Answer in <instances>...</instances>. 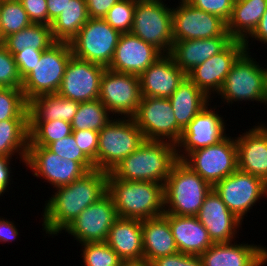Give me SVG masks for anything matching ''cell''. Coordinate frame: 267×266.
<instances>
[{
  "label": "cell",
  "instance_id": "obj_27",
  "mask_svg": "<svg viewBox=\"0 0 267 266\" xmlns=\"http://www.w3.org/2000/svg\"><path fill=\"white\" fill-rule=\"evenodd\" d=\"M142 220L118 217L106 243L121 260L143 259Z\"/></svg>",
  "mask_w": 267,
  "mask_h": 266
},
{
  "label": "cell",
  "instance_id": "obj_11",
  "mask_svg": "<svg viewBox=\"0 0 267 266\" xmlns=\"http://www.w3.org/2000/svg\"><path fill=\"white\" fill-rule=\"evenodd\" d=\"M145 140L167 141L176 145L183 129L177 124L169 98L142 96L132 117Z\"/></svg>",
  "mask_w": 267,
  "mask_h": 266
},
{
  "label": "cell",
  "instance_id": "obj_22",
  "mask_svg": "<svg viewBox=\"0 0 267 266\" xmlns=\"http://www.w3.org/2000/svg\"><path fill=\"white\" fill-rule=\"evenodd\" d=\"M186 77L170 54H162L139 76L141 94L169 98Z\"/></svg>",
  "mask_w": 267,
  "mask_h": 266
},
{
  "label": "cell",
  "instance_id": "obj_4",
  "mask_svg": "<svg viewBox=\"0 0 267 266\" xmlns=\"http://www.w3.org/2000/svg\"><path fill=\"white\" fill-rule=\"evenodd\" d=\"M212 189L207 181L179 159L164 184V213L196 216Z\"/></svg>",
  "mask_w": 267,
  "mask_h": 266
},
{
  "label": "cell",
  "instance_id": "obj_31",
  "mask_svg": "<svg viewBox=\"0 0 267 266\" xmlns=\"http://www.w3.org/2000/svg\"><path fill=\"white\" fill-rule=\"evenodd\" d=\"M188 77L169 97L177 124L184 130L193 118L211 102Z\"/></svg>",
  "mask_w": 267,
  "mask_h": 266
},
{
  "label": "cell",
  "instance_id": "obj_12",
  "mask_svg": "<svg viewBox=\"0 0 267 266\" xmlns=\"http://www.w3.org/2000/svg\"><path fill=\"white\" fill-rule=\"evenodd\" d=\"M141 98L139 76L105 69L98 99L111 114L132 118L137 112Z\"/></svg>",
  "mask_w": 267,
  "mask_h": 266
},
{
  "label": "cell",
  "instance_id": "obj_40",
  "mask_svg": "<svg viewBox=\"0 0 267 266\" xmlns=\"http://www.w3.org/2000/svg\"><path fill=\"white\" fill-rule=\"evenodd\" d=\"M136 0H119L103 18L120 33H130L133 25Z\"/></svg>",
  "mask_w": 267,
  "mask_h": 266
},
{
  "label": "cell",
  "instance_id": "obj_34",
  "mask_svg": "<svg viewBox=\"0 0 267 266\" xmlns=\"http://www.w3.org/2000/svg\"><path fill=\"white\" fill-rule=\"evenodd\" d=\"M29 144L28 120H4L0 122V156L20 155L25 164Z\"/></svg>",
  "mask_w": 267,
  "mask_h": 266
},
{
  "label": "cell",
  "instance_id": "obj_6",
  "mask_svg": "<svg viewBox=\"0 0 267 266\" xmlns=\"http://www.w3.org/2000/svg\"><path fill=\"white\" fill-rule=\"evenodd\" d=\"M115 118L99 131L96 169L106 172H111L145 141L133 118Z\"/></svg>",
  "mask_w": 267,
  "mask_h": 266
},
{
  "label": "cell",
  "instance_id": "obj_9",
  "mask_svg": "<svg viewBox=\"0 0 267 266\" xmlns=\"http://www.w3.org/2000/svg\"><path fill=\"white\" fill-rule=\"evenodd\" d=\"M120 35L103 18H89L69 43L72 55L108 68Z\"/></svg>",
  "mask_w": 267,
  "mask_h": 266
},
{
  "label": "cell",
  "instance_id": "obj_39",
  "mask_svg": "<svg viewBox=\"0 0 267 266\" xmlns=\"http://www.w3.org/2000/svg\"><path fill=\"white\" fill-rule=\"evenodd\" d=\"M81 246L84 266H119L121 262L106 242L84 243Z\"/></svg>",
  "mask_w": 267,
  "mask_h": 266
},
{
  "label": "cell",
  "instance_id": "obj_42",
  "mask_svg": "<svg viewBox=\"0 0 267 266\" xmlns=\"http://www.w3.org/2000/svg\"><path fill=\"white\" fill-rule=\"evenodd\" d=\"M0 86L22 88V78L19 75L14 56L0 45Z\"/></svg>",
  "mask_w": 267,
  "mask_h": 266
},
{
  "label": "cell",
  "instance_id": "obj_26",
  "mask_svg": "<svg viewBox=\"0 0 267 266\" xmlns=\"http://www.w3.org/2000/svg\"><path fill=\"white\" fill-rule=\"evenodd\" d=\"M168 222L179 252L189 255H201L212 244L208 231L196 216L163 214Z\"/></svg>",
  "mask_w": 267,
  "mask_h": 266
},
{
  "label": "cell",
  "instance_id": "obj_37",
  "mask_svg": "<svg viewBox=\"0 0 267 266\" xmlns=\"http://www.w3.org/2000/svg\"><path fill=\"white\" fill-rule=\"evenodd\" d=\"M27 12L19 0H1L0 4V39L19 32L30 26Z\"/></svg>",
  "mask_w": 267,
  "mask_h": 266
},
{
  "label": "cell",
  "instance_id": "obj_10",
  "mask_svg": "<svg viewBox=\"0 0 267 266\" xmlns=\"http://www.w3.org/2000/svg\"><path fill=\"white\" fill-rule=\"evenodd\" d=\"M182 161L213 187L238 169L236 141L226 136L215 145L191 151Z\"/></svg>",
  "mask_w": 267,
  "mask_h": 266
},
{
  "label": "cell",
  "instance_id": "obj_17",
  "mask_svg": "<svg viewBox=\"0 0 267 266\" xmlns=\"http://www.w3.org/2000/svg\"><path fill=\"white\" fill-rule=\"evenodd\" d=\"M105 67L71 56L65 68L60 96L82 103L98 99Z\"/></svg>",
  "mask_w": 267,
  "mask_h": 266
},
{
  "label": "cell",
  "instance_id": "obj_19",
  "mask_svg": "<svg viewBox=\"0 0 267 266\" xmlns=\"http://www.w3.org/2000/svg\"><path fill=\"white\" fill-rule=\"evenodd\" d=\"M243 41L232 40L222 51L196 66L187 77L210 99L218 94L233 63L245 51Z\"/></svg>",
  "mask_w": 267,
  "mask_h": 266
},
{
  "label": "cell",
  "instance_id": "obj_24",
  "mask_svg": "<svg viewBox=\"0 0 267 266\" xmlns=\"http://www.w3.org/2000/svg\"><path fill=\"white\" fill-rule=\"evenodd\" d=\"M253 126L235 137L238 149V169L261 178L267 183V126Z\"/></svg>",
  "mask_w": 267,
  "mask_h": 266
},
{
  "label": "cell",
  "instance_id": "obj_1",
  "mask_svg": "<svg viewBox=\"0 0 267 266\" xmlns=\"http://www.w3.org/2000/svg\"><path fill=\"white\" fill-rule=\"evenodd\" d=\"M108 172L94 169L86 172L69 185L55 188L56 192L45 201L43 229L57 236L88 206L107 192Z\"/></svg>",
  "mask_w": 267,
  "mask_h": 266
},
{
  "label": "cell",
  "instance_id": "obj_32",
  "mask_svg": "<svg viewBox=\"0 0 267 266\" xmlns=\"http://www.w3.org/2000/svg\"><path fill=\"white\" fill-rule=\"evenodd\" d=\"M88 20L86 0H70L50 25L54 41L70 43Z\"/></svg>",
  "mask_w": 267,
  "mask_h": 266
},
{
  "label": "cell",
  "instance_id": "obj_20",
  "mask_svg": "<svg viewBox=\"0 0 267 266\" xmlns=\"http://www.w3.org/2000/svg\"><path fill=\"white\" fill-rule=\"evenodd\" d=\"M162 53L132 33H121L108 69L140 76Z\"/></svg>",
  "mask_w": 267,
  "mask_h": 266
},
{
  "label": "cell",
  "instance_id": "obj_35",
  "mask_svg": "<svg viewBox=\"0 0 267 266\" xmlns=\"http://www.w3.org/2000/svg\"><path fill=\"white\" fill-rule=\"evenodd\" d=\"M110 115L109 110L99 99L79 103L76 115L71 122L72 130L87 129L99 132L113 119Z\"/></svg>",
  "mask_w": 267,
  "mask_h": 266
},
{
  "label": "cell",
  "instance_id": "obj_51",
  "mask_svg": "<svg viewBox=\"0 0 267 266\" xmlns=\"http://www.w3.org/2000/svg\"><path fill=\"white\" fill-rule=\"evenodd\" d=\"M69 2L70 0H47L48 25H51Z\"/></svg>",
  "mask_w": 267,
  "mask_h": 266
},
{
  "label": "cell",
  "instance_id": "obj_48",
  "mask_svg": "<svg viewBox=\"0 0 267 266\" xmlns=\"http://www.w3.org/2000/svg\"><path fill=\"white\" fill-rule=\"evenodd\" d=\"M119 0H86L89 18H104Z\"/></svg>",
  "mask_w": 267,
  "mask_h": 266
},
{
  "label": "cell",
  "instance_id": "obj_16",
  "mask_svg": "<svg viewBox=\"0 0 267 266\" xmlns=\"http://www.w3.org/2000/svg\"><path fill=\"white\" fill-rule=\"evenodd\" d=\"M24 165L34 177H42L53 188L69 185L88 172L80 162L62 159L44 146H28Z\"/></svg>",
  "mask_w": 267,
  "mask_h": 266
},
{
  "label": "cell",
  "instance_id": "obj_52",
  "mask_svg": "<svg viewBox=\"0 0 267 266\" xmlns=\"http://www.w3.org/2000/svg\"><path fill=\"white\" fill-rule=\"evenodd\" d=\"M248 38H253L254 40L260 41L265 45L267 44V10L261 17L253 33Z\"/></svg>",
  "mask_w": 267,
  "mask_h": 266
},
{
  "label": "cell",
  "instance_id": "obj_25",
  "mask_svg": "<svg viewBox=\"0 0 267 266\" xmlns=\"http://www.w3.org/2000/svg\"><path fill=\"white\" fill-rule=\"evenodd\" d=\"M232 40L226 31L222 36L212 38L174 41L170 55L187 75L196 66L222 51Z\"/></svg>",
  "mask_w": 267,
  "mask_h": 266
},
{
  "label": "cell",
  "instance_id": "obj_45",
  "mask_svg": "<svg viewBox=\"0 0 267 266\" xmlns=\"http://www.w3.org/2000/svg\"><path fill=\"white\" fill-rule=\"evenodd\" d=\"M151 266H203L199 255H189L176 252L171 255L156 258L150 263Z\"/></svg>",
  "mask_w": 267,
  "mask_h": 266
},
{
  "label": "cell",
  "instance_id": "obj_30",
  "mask_svg": "<svg viewBox=\"0 0 267 266\" xmlns=\"http://www.w3.org/2000/svg\"><path fill=\"white\" fill-rule=\"evenodd\" d=\"M78 107L79 102L62 97L58 93L39 95L28 101V121L64 120L71 123Z\"/></svg>",
  "mask_w": 267,
  "mask_h": 266
},
{
  "label": "cell",
  "instance_id": "obj_38",
  "mask_svg": "<svg viewBox=\"0 0 267 266\" xmlns=\"http://www.w3.org/2000/svg\"><path fill=\"white\" fill-rule=\"evenodd\" d=\"M28 120V102L21 88H0V122Z\"/></svg>",
  "mask_w": 267,
  "mask_h": 266
},
{
  "label": "cell",
  "instance_id": "obj_47",
  "mask_svg": "<svg viewBox=\"0 0 267 266\" xmlns=\"http://www.w3.org/2000/svg\"><path fill=\"white\" fill-rule=\"evenodd\" d=\"M32 23L48 25L47 0H19Z\"/></svg>",
  "mask_w": 267,
  "mask_h": 266
},
{
  "label": "cell",
  "instance_id": "obj_41",
  "mask_svg": "<svg viewBox=\"0 0 267 266\" xmlns=\"http://www.w3.org/2000/svg\"><path fill=\"white\" fill-rule=\"evenodd\" d=\"M47 148L62 159L80 162L88 171L94 170V163L77 146L73 134L50 143Z\"/></svg>",
  "mask_w": 267,
  "mask_h": 266
},
{
  "label": "cell",
  "instance_id": "obj_28",
  "mask_svg": "<svg viewBox=\"0 0 267 266\" xmlns=\"http://www.w3.org/2000/svg\"><path fill=\"white\" fill-rule=\"evenodd\" d=\"M143 259L149 264L156 258L178 252L169 222L164 215L142 220Z\"/></svg>",
  "mask_w": 267,
  "mask_h": 266
},
{
  "label": "cell",
  "instance_id": "obj_36",
  "mask_svg": "<svg viewBox=\"0 0 267 266\" xmlns=\"http://www.w3.org/2000/svg\"><path fill=\"white\" fill-rule=\"evenodd\" d=\"M70 122L53 120L47 122H29L28 146H44L72 134Z\"/></svg>",
  "mask_w": 267,
  "mask_h": 266
},
{
  "label": "cell",
  "instance_id": "obj_21",
  "mask_svg": "<svg viewBox=\"0 0 267 266\" xmlns=\"http://www.w3.org/2000/svg\"><path fill=\"white\" fill-rule=\"evenodd\" d=\"M196 217L208 231L213 243L234 242L235 235L242 228V221L227 208L214 189L206 195Z\"/></svg>",
  "mask_w": 267,
  "mask_h": 266
},
{
  "label": "cell",
  "instance_id": "obj_49",
  "mask_svg": "<svg viewBox=\"0 0 267 266\" xmlns=\"http://www.w3.org/2000/svg\"><path fill=\"white\" fill-rule=\"evenodd\" d=\"M11 159L13 158L10 156H0V196H3L7 188H9V185H11L10 181L13 176L11 175V166H9L11 164Z\"/></svg>",
  "mask_w": 267,
  "mask_h": 266
},
{
  "label": "cell",
  "instance_id": "obj_23",
  "mask_svg": "<svg viewBox=\"0 0 267 266\" xmlns=\"http://www.w3.org/2000/svg\"><path fill=\"white\" fill-rule=\"evenodd\" d=\"M200 257L203 266H264L267 248L243 242L213 243Z\"/></svg>",
  "mask_w": 267,
  "mask_h": 266
},
{
  "label": "cell",
  "instance_id": "obj_33",
  "mask_svg": "<svg viewBox=\"0 0 267 266\" xmlns=\"http://www.w3.org/2000/svg\"><path fill=\"white\" fill-rule=\"evenodd\" d=\"M55 41L52 37L51 26L32 23L19 32L8 35L2 40L4 47L14 56L25 48L47 50Z\"/></svg>",
  "mask_w": 267,
  "mask_h": 266
},
{
  "label": "cell",
  "instance_id": "obj_29",
  "mask_svg": "<svg viewBox=\"0 0 267 266\" xmlns=\"http://www.w3.org/2000/svg\"><path fill=\"white\" fill-rule=\"evenodd\" d=\"M267 10V0H235L232 14L227 22V32L233 40L244 42L249 49L248 37L257 27L261 17Z\"/></svg>",
  "mask_w": 267,
  "mask_h": 266
},
{
  "label": "cell",
  "instance_id": "obj_5",
  "mask_svg": "<svg viewBox=\"0 0 267 266\" xmlns=\"http://www.w3.org/2000/svg\"><path fill=\"white\" fill-rule=\"evenodd\" d=\"M245 50L233 63L218 93L223 102L260 101L267 97V68L259 63Z\"/></svg>",
  "mask_w": 267,
  "mask_h": 266
},
{
  "label": "cell",
  "instance_id": "obj_18",
  "mask_svg": "<svg viewBox=\"0 0 267 266\" xmlns=\"http://www.w3.org/2000/svg\"><path fill=\"white\" fill-rule=\"evenodd\" d=\"M208 106H210L209 103L183 130L181 138L176 144L178 159L183 160L196 149L215 145L228 135L225 131L226 123L223 116L221 118L217 110Z\"/></svg>",
  "mask_w": 267,
  "mask_h": 266
},
{
  "label": "cell",
  "instance_id": "obj_53",
  "mask_svg": "<svg viewBox=\"0 0 267 266\" xmlns=\"http://www.w3.org/2000/svg\"><path fill=\"white\" fill-rule=\"evenodd\" d=\"M119 266H151L145 259L121 260Z\"/></svg>",
  "mask_w": 267,
  "mask_h": 266
},
{
  "label": "cell",
  "instance_id": "obj_7",
  "mask_svg": "<svg viewBox=\"0 0 267 266\" xmlns=\"http://www.w3.org/2000/svg\"><path fill=\"white\" fill-rule=\"evenodd\" d=\"M130 33L153 45L162 54H170L174 42L172 7L162 0H136Z\"/></svg>",
  "mask_w": 267,
  "mask_h": 266
},
{
  "label": "cell",
  "instance_id": "obj_3",
  "mask_svg": "<svg viewBox=\"0 0 267 266\" xmlns=\"http://www.w3.org/2000/svg\"><path fill=\"white\" fill-rule=\"evenodd\" d=\"M107 192L120 218L145 220L164 214V184L107 176Z\"/></svg>",
  "mask_w": 267,
  "mask_h": 266
},
{
  "label": "cell",
  "instance_id": "obj_13",
  "mask_svg": "<svg viewBox=\"0 0 267 266\" xmlns=\"http://www.w3.org/2000/svg\"><path fill=\"white\" fill-rule=\"evenodd\" d=\"M227 208L241 221L259 199L267 196V183L237 169L213 186Z\"/></svg>",
  "mask_w": 267,
  "mask_h": 266
},
{
  "label": "cell",
  "instance_id": "obj_14",
  "mask_svg": "<svg viewBox=\"0 0 267 266\" xmlns=\"http://www.w3.org/2000/svg\"><path fill=\"white\" fill-rule=\"evenodd\" d=\"M117 218L114 201L106 192L85 208L64 230L80 244L106 242L109 230Z\"/></svg>",
  "mask_w": 267,
  "mask_h": 266
},
{
  "label": "cell",
  "instance_id": "obj_44",
  "mask_svg": "<svg viewBox=\"0 0 267 266\" xmlns=\"http://www.w3.org/2000/svg\"><path fill=\"white\" fill-rule=\"evenodd\" d=\"M72 134L77 143V146L94 163L96 169L99 132L86 129L72 131Z\"/></svg>",
  "mask_w": 267,
  "mask_h": 266
},
{
  "label": "cell",
  "instance_id": "obj_43",
  "mask_svg": "<svg viewBox=\"0 0 267 266\" xmlns=\"http://www.w3.org/2000/svg\"><path fill=\"white\" fill-rule=\"evenodd\" d=\"M202 11L219 16L226 23L229 21L235 0H187Z\"/></svg>",
  "mask_w": 267,
  "mask_h": 266
},
{
  "label": "cell",
  "instance_id": "obj_8",
  "mask_svg": "<svg viewBox=\"0 0 267 266\" xmlns=\"http://www.w3.org/2000/svg\"><path fill=\"white\" fill-rule=\"evenodd\" d=\"M71 56L72 50L67 42H55L43 51L34 69L22 80L25 100L28 102L39 95L57 93Z\"/></svg>",
  "mask_w": 267,
  "mask_h": 266
},
{
  "label": "cell",
  "instance_id": "obj_50",
  "mask_svg": "<svg viewBox=\"0 0 267 266\" xmlns=\"http://www.w3.org/2000/svg\"><path fill=\"white\" fill-rule=\"evenodd\" d=\"M19 236V232L14 224V221L5 220L0 217V243H8L15 241Z\"/></svg>",
  "mask_w": 267,
  "mask_h": 266
},
{
  "label": "cell",
  "instance_id": "obj_46",
  "mask_svg": "<svg viewBox=\"0 0 267 266\" xmlns=\"http://www.w3.org/2000/svg\"><path fill=\"white\" fill-rule=\"evenodd\" d=\"M42 52L41 50L29 47L14 55L22 80L34 69L36 62H39Z\"/></svg>",
  "mask_w": 267,
  "mask_h": 266
},
{
  "label": "cell",
  "instance_id": "obj_2",
  "mask_svg": "<svg viewBox=\"0 0 267 266\" xmlns=\"http://www.w3.org/2000/svg\"><path fill=\"white\" fill-rule=\"evenodd\" d=\"M176 148V145L167 141L145 140L110 173L121 180L165 184L173 166L179 160Z\"/></svg>",
  "mask_w": 267,
  "mask_h": 266
},
{
  "label": "cell",
  "instance_id": "obj_15",
  "mask_svg": "<svg viewBox=\"0 0 267 266\" xmlns=\"http://www.w3.org/2000/svg\"><path fill=\"white\" fill-rule=\"evenodd\" d=\"M178 4L172 8L174 41L212 38L227 31V23L219 16L202 11L187 0Z\"/></svg>",
  "mask_w": 267,
  "mask_h": 266
}]
</instances>
